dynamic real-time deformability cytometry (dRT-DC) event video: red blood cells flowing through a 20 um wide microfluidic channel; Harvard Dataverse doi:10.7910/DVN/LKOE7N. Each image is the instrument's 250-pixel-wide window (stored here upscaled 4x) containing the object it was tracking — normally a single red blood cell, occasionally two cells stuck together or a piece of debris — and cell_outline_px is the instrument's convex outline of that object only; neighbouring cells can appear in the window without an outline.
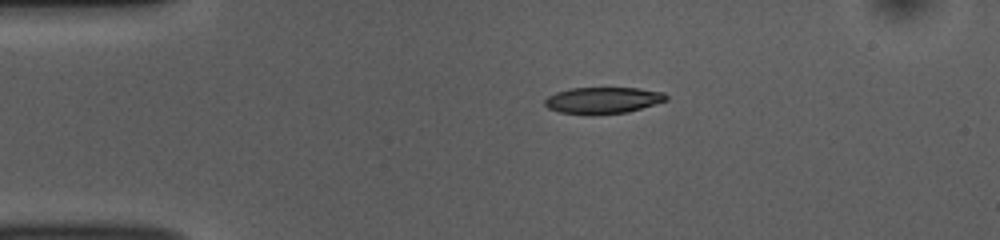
{"species": "common noctule bat (a hibernating species)", "species_latin": "Nyctalus noctula", "temperature_condition": "room temperature", "stored_images_in_passage": 43, "camera_frame_rate_fps": 3000, "um_per_image_px": 0.085, "animal": {"sex": "female", "body_mass_g": 10.0, "forearm_length_mm": 53.1}, "frame": {"image": 1, "passage_image": 1, "time_ms": 0.0, "image_size_px": [1000, 240], "cell_outline_px": [[668, 100], [628, 112], [560, 112], [548, 108], [544, 104], [544, 100], [548, 96], [556, 92], [568, 88], [640, 88], [664, 92], [668, 96]], "centroid_in_image_um": [51.28, 8.48], "position_along_channel_um": 33.7, "area_um2": 18.09}}
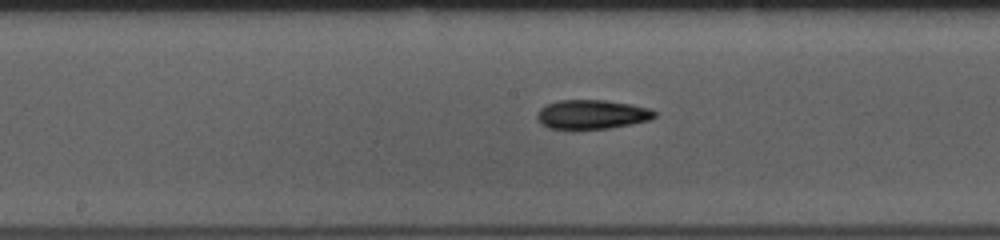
{"frame": {"image": 2, "passage_image": 17, "time_ms": 5.333, "image_size_px": [1000, 240], "cell_outline_px": [[656, 116], [648, 120], [632, 124], [608, 128], [548, 128], [540, 124], [536, 116], [536, 112], [540, 108], [548, 104], [560, 100], [604, 100], [632, 104], [652, 108], [656, 112]], "centroid_in_image_um": [50.32, 9.71], "position_along_channel_um": 197.9, "area_um2": 19.94}}
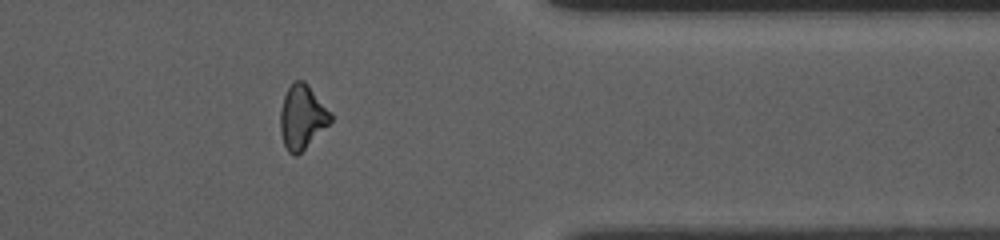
{"frame": {"image": 3, "passage_image": 33, "time_ms": 10.667, "image_size_px": [1000, 240], "cell_outline_px": [[332, 120], [296, 156], [292, 156], [288, 152], [284, 144], [280, 132], [280, 112], [284, 96], [288, 88], [296, 80], [304, 80], [308, 84], [332, 112]], "centroid_in_image_um": [25.67, 9.93], "position_along_channel_um": 385.7, "area_um2": 18.61}, "authors_computed_cell_mechanics": {"area_um2": 19.5364, "velocity_mm_per_s": 3.8066, "shape_relaxation_time_tau1_ms": 5.3832, "shape_relaxation_time_tau2_ms": 5.606, "deformation_change_tau1": 0.177, "deformation_change_tau2": 0.1456}}